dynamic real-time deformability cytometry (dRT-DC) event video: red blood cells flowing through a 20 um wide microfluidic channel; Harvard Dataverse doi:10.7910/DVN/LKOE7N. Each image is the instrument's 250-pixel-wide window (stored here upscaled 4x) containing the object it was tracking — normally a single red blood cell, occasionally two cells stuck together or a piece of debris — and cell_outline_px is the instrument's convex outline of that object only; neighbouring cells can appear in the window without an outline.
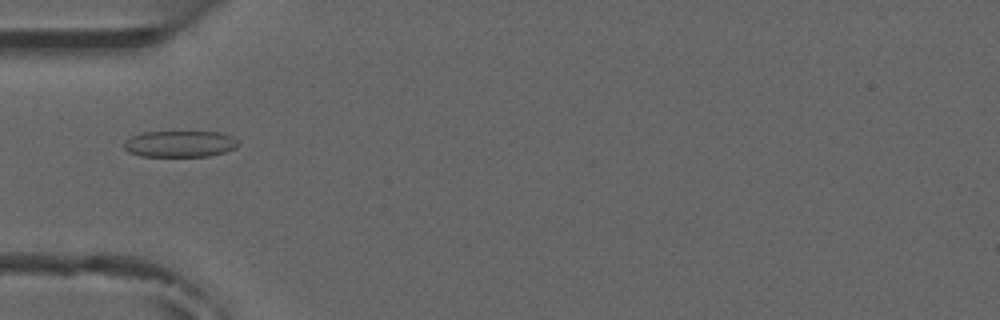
{"species": "common noctule bat (a hibernating species)", "species_latin": "Nyctalus noctula", "temperature_condition": "room temperature", "stored_images_in_passage": 5, "camera_frame_rate_fps": 3000, "um_per_image_px": 0.085, "animal": {"sex": "male", "forearm_length_mm": 52.5}, "frame": {"image": 1, "passage_image": 5, "time_ms": 4.667, "image_size_px": [1000, 320], "cell_outline_px": [[236, 148], [224, 152], [208, 156], [140, 156], [128, 152], [124, 148], [124, 140], [132, 136], [144, 132], [220, 132], [232, 136], [236, 140]], "centroid_in_image_um": [15.25, 12.23], "position_along_channel_um": 69.7, "area_um2": 17.46}}